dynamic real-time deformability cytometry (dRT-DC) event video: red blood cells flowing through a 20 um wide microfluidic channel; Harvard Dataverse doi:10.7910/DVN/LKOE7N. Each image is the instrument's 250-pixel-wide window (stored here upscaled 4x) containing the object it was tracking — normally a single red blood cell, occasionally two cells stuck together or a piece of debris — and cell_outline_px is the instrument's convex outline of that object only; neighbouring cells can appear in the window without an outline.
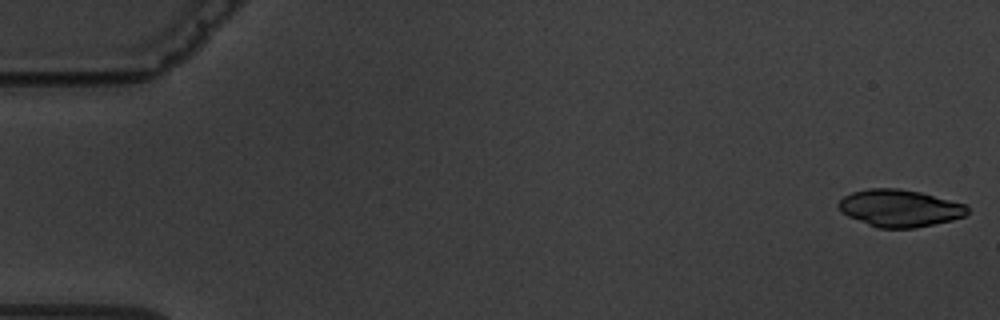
{"species": "common noctule bat (a hibernating species)", "species_latin": "Nyctalus noctula", "temperature_condition": "warm", "stored_images_in_passage": 5, "camera_frame_rate_fps": 3000, "um_per_image_px": 0.085, "animal": {"sex": "male", "body_mass_g": 19.5, "forearm_length_mm": 54.6}, "frame": {"image": 1, "passage_image": 1, "time_ms": 0.0, "image_size_px": [1000, 320], "cell_outline_px": [[968, 212], [964, 216], [952, 220], [912, 228], [880, 228], [868, 224], [848, 216], [840, 212], [836, 204], [844, 196], [852, 192], [868, 188], [896, 188], [920, 192], [968, 204]], "centroid_in_image_um": [76.46, 17.68], "position_along_channel_um": 8.5, "area_um2": 27.92}}